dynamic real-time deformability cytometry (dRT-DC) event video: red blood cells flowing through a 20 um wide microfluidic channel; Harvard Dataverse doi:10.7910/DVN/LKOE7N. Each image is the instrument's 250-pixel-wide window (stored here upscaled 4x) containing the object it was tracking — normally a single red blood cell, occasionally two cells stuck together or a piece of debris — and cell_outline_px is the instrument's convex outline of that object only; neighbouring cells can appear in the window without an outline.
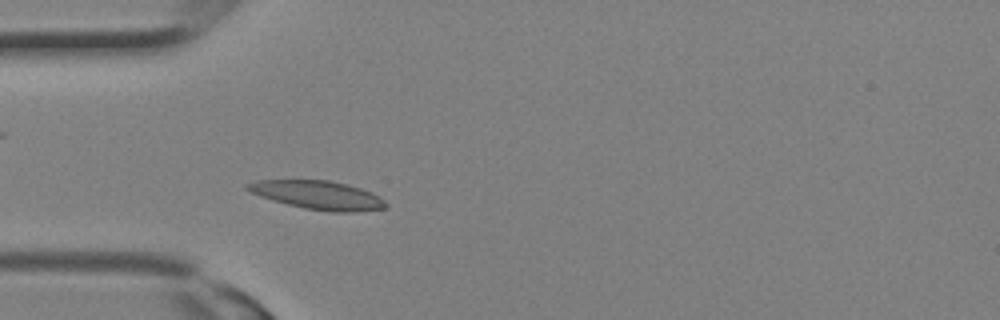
{"species": "Egyptian fruit bat (a non-hibernating species)", "species_latin": "Rousettus aegyptiacus", "temperature_condition": "room temperature", "stored_images_in_passage": 3, "camera_frame_rate_fps": 3000, "um_per_image_px": 0.085, "animal": {"sex": "female"}, "frame": {"image": 1, "passage_image": 1, "time_ms": 0.0, "image_size_px": [1000, 320], "cell_outline_px": [[388, 204], [384, 208], [352, 212], [332, 212], [304, 208], [288, 204], [260, 196], [244, 188], [244, 184], [256, 180], [328, 180], [348, 184], [372, 192], [384, 200]], "centroid_in_image_um": [27.01, 16.57], "position_along_channel_um": 58.0, "area_um2": 22.95}}
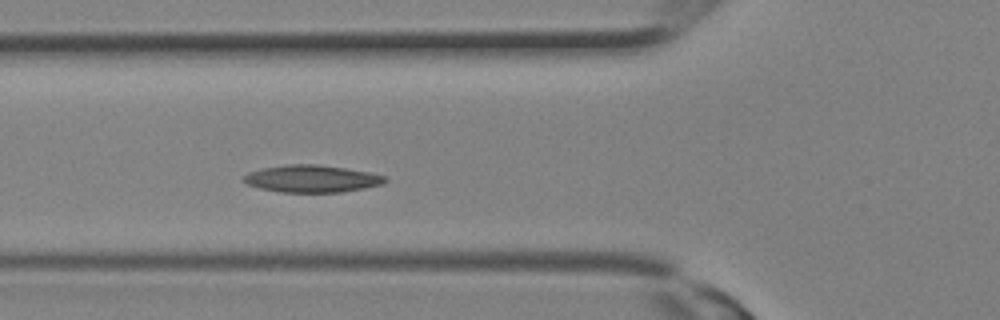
{"frame": {"image": 2, "passage_image": 3, "time_ms": 0.667, "image_size_px": [1000, 320], "cell_outline_px": [[388, 180], [384, 184], [364, 188], [340, 192], [280, 192], [260, 188], [248, 184], [244, 180], [244, 176], [248, 172], [260, 168], [288, 164], [316, 164], [344, 168], [368, 172], [384, 176]], "centroid_in_image_um": [26.5, 15.19], "position_along_channel_um": 99.3, "area_um2": 22.31}}